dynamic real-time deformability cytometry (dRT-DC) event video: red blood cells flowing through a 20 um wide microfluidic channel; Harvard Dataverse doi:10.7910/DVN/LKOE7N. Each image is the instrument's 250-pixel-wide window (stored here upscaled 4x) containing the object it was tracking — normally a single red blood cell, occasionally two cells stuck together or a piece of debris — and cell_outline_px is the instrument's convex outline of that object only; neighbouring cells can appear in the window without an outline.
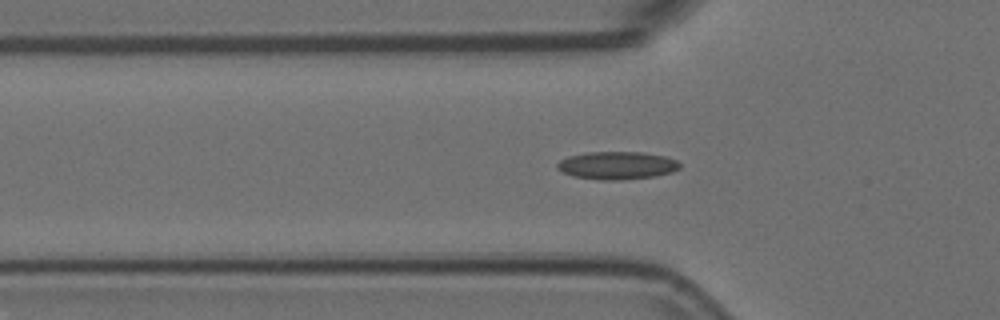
{"species": "Egyptian fruit bat (a non-hibernating species)", "species_latin": "Rousettus aegyptiacus", "temperature_condition": "room temperature", "stored_images_in_passage": 47, "camera_frame_rate_fps": 3000, "um_per_image_px": 0.085, "animal": {"sex": "female"}, "frame": {"image": 1, "passage_image": 10, "time_ms": 3.0, "image_size_px": [1000, 320], "cell_outline_px": [[680, 168], [672, 172], [656, 176], [620, 180], [600, 180], [572, 176], [556, 168], [556, 164], [560, 160], [568, 156], [584, 152], [640, 152], [668, 156], [676, 160], [680, 164]], "centroid_in_image_um": [52.45, 14.06], "position_along_channel_um": 73.4, "area_um2": 20.06}}
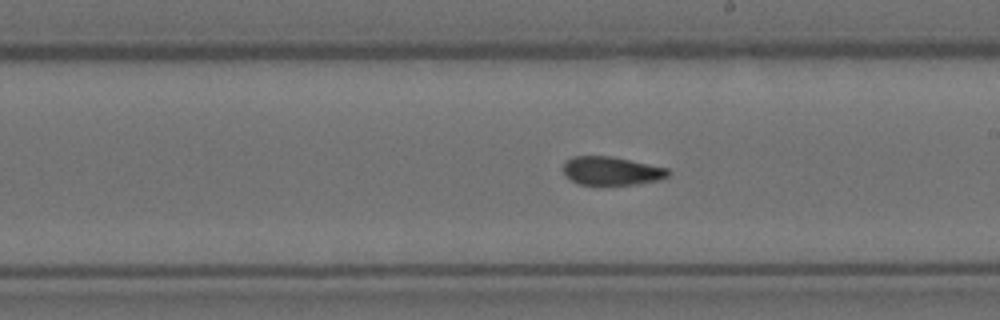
{"frame": {"image": 2, "passage_image": 23, "time_ms": 7.333, "image_size_px": [1000, 320], "cell_outline_px": [[672, 172], [668, 176], [660, 180], [636, 184], [580, 184], [564, 176], [564, 160], [572, 156], [612, 156], [668, 168]], "centroid_in_image_um": [51.99, 14.51], "position_along_channel_um": 237.0, "area_um2": 17.46}}
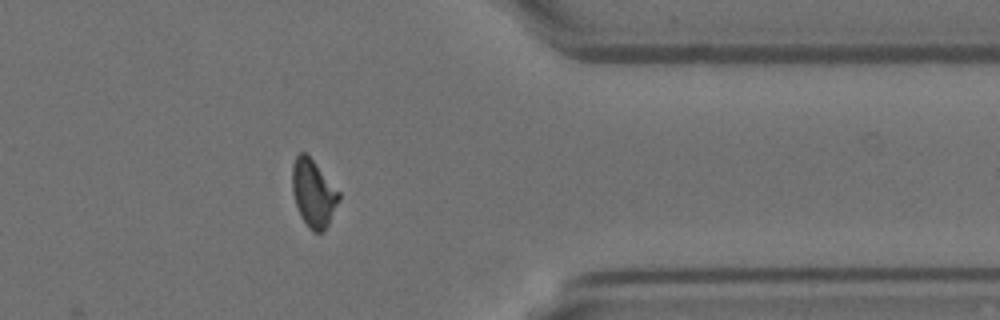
{"frame": {"image": 3, "passage_image": 36, "time_ms": 11.667, "image_size_px": [1000, 320], "cell_outline_px": [[340, 200], [328, 224], [320, 232], [316, 232], [308, 228], [300, 216], [292, 192], [292, 164], [296, 156], [300, 152], [304, 152], [312, 160], [340, 192]], "centroid_in_image_um": [26.63, 16.43], "position_along_channel_um": 384.8, "area_um2": 18.09}, "authors_computed_cell_mechanics": {"area_um2": 18.3804, "velocity_mm_per_s": 3.7557, "shape_relaxation_time_tau1_ms": null, "shape_relaxation_time_tau2_ms": 3.1702, "deformation_change_tau1": null, "deformation_change_tau2": 0.096}}